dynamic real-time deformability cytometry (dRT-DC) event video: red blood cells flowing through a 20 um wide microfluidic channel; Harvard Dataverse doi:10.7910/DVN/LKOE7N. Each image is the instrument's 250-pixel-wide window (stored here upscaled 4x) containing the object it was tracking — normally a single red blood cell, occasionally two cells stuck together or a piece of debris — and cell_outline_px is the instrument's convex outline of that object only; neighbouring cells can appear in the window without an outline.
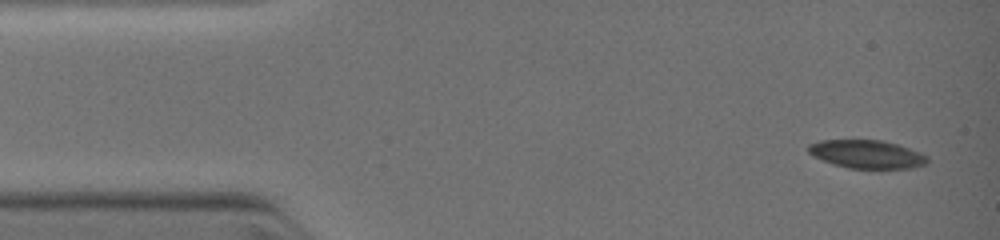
{"species": "common noctule bat (a hibernating species)", "species_latin": "Nyctalus noctula", "temperature_condition": "warm", "stored_images_in_passage": 3, "camera_frame_rate_fps": 3000, "um_per_image_px": 0.085, "animal": {"sex": "female", "body_mass_g": 19.0, "forearm_length_mm": 51.5}, "frame": {"image": 1, "passage_image": 1, "time_ms": 0.0, "image_size_px": [1000, 240], "cell_outline_px": [[928, 160], [924, 164], [908, 168], [852, 168], [836, 164], [824, 160], [808, 152], [808, 144], [820, 140], [884, 140], [920, 152], [928, 156]], "centroid_in_image_um": [73.69, 13.09], "position_along_channel_um": 11.3, "area_um2": 19.19}}
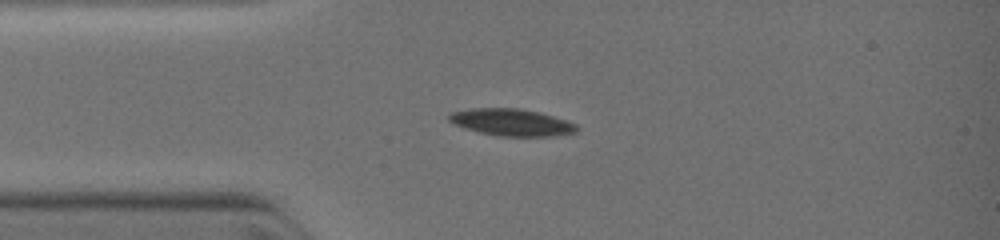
{"frame": {"image": 2, "passage_image": 3, "time_ms": 2.333, "image_size_px": [1000, 240], "cell_outline_px": [[576, 132], [548, 136], [500, 136], [480, 132], [456, 124], [448, 120], [448, 116], [452, 112], [472, 108], [516, 108], [540, 112], [576, 124]], "centroid_in_image_um": [43.47, 10.39], "position_along_channel_um": 41.5, "area_um2": 19.59}}